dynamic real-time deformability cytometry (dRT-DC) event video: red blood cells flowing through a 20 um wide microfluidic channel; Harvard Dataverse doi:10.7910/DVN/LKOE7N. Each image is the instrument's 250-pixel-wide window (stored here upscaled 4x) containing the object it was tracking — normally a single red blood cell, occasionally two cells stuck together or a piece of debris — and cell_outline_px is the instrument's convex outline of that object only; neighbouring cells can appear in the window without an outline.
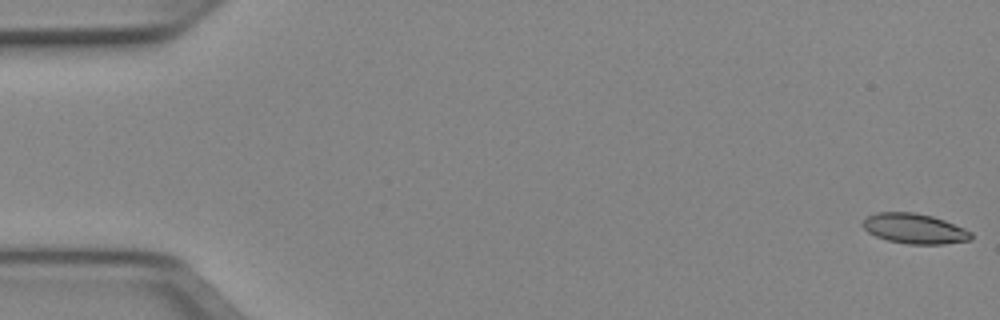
{"species": "Egyptian fruit bat (a non-hibernating species)", "species_latin": "Rousettus aegyptiacus", "temperature_condition": "cold", "stored_images_in_passage": 5, "camera_frame_rate_fps": 3000, "um_per_image_px": 0.085, "animal": {"sex": "female"}, "frame": {"image": 1, "passage_image": 1, "time_ms": 0.0, "image_size_px": [1000, 320], "cell_outline_px": [[972, 240], [944, 244], [908, 244], [888, 240], [876, 236], [868, 232], [860, 224], [868, 216], [876, 212], [916, 212], [932, 216], [944, 220], [964, 228], [972, 232]], "centroid_in_image_um": [77.74, 19.43], "position_along_channel_um": 7.3, "area_um2": 19.07}}